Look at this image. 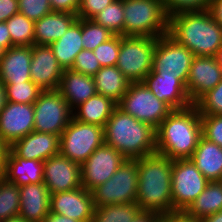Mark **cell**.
<instances>
[{
    "label": "cell",
    "instance_id": "6da1fadb",
    "mask_svg": "<svg viewBox=\"0 0 222 222\" xmlns=\"http://www.w3.org/2000/svg\"><path fill=\"white\" fill-rule=\"evenodd\" d=\"M136 161L138 166L136 204L141 211H150L158 215L174 212L171 192L172 160L154 153Z\"/></svg>",
    "mask_w": 222,
    "mask_h": 222
},
{
    "label": "cell",
    "instance_id": "7a4b0ae2",
    "mask_svg": "<svg viewBox=\"0 0 222 222\" xmlns=\"http://www.w3.org/2000/svg\"><path fill=\"white\" fill-rule=\"evenodd\" d=\"M202 137L198 108L173 110L156 129V153L171 160L190 158Z\"/></svg>",
    "mask_w": 222,
    "mask_h": 222
},
{
    "label": "cell",
    "instance_id": "3957f363",
    "mask_svg": "<svg viewBox=\"0 0 222 222\" xmlns=\"http://www.w3.org/2000/svg\"><path fill=\"white\" fill-rule=\"evenodd\" d=\"M168 34L194 56H215L222 46V27L208 10L171 15Z\"/></svg>",
    "mask_w": 222,
    "mask_h": 222
},
{
    "label": "cell",
    "instance_id": "277c9868",
    "mask_svg": "<svg viewBox=\"0 0 222 222\" xmlns=\"http://www.w3.org/2000/svg\"><path fill=\"white\" fill-rule=\"evenodd\" d=\"M104 143L126 159L156 153V129L116 107L104 127Z\"/></svg>",
    "mask_w": 222,
    "mask_h": 222
},
{
    "label": "cell",
    "instance_id": "5b68a950",
    "mask_svg": "<svg viewBox=\"0 0 222 222\" xmlns=\"http://www.w3.org/2000/svg\"><path fill=\"white\" fill-rule=\"evenodd\" d=\"M124 36L161 37L169 32L162 0H123Z\"/></svg>",
    "mask_w": 222,
    "mask_h": 222
},
{
    "label": "cell",
    "instance_id": "8992f818",
    "mask_svg": "<svg viewBox=\"0 0 222 222\" xmlns=\"http://www.w3.org/2000/svg\"><path fill=\"white\" fill-rule=\"evenodd\" d=\"M158 37L120 35V51L116 67L130 83L143 82L152 70Z\"/></svg>",
    "mask_w": 222,
    "mask_h": 222
},
{
    "label": "cell",
    "instance_id": "52a82bcc",
    "mask_svg": "<svg viewBox=\"0 0 222 222\" xmlns=\"http://www.w3.org/2000/svg\"><path fill=\"white\" fill-rule=\"evenodd\" d=\"M137 186V161L126 159L109 180L91 191L94 207L136 203Z\"/></svg>",
    "mask_w": 222,
    "mask_h": 222
},
{
    "label": "cell",
    "instance_id": "ba28073f",
    "mask_svg": "<svg viewBox=\"0 0 222 222\" xmlns=\"http://www.w3.org/2000/svg\"><path fill=\"white\" fill-rule=\"evenodd\" d=\"M117 107L155 129L173 111L165 102L156 98L144 82L129 83Z\"/></svg>",
    "mask_w": 222,
    "mask_h": 222
},
{
    "label": "cell",
    "instance_id": "9c48e42d",
    "mask_svg": "<svg viewBox=\"0 0 222 222\" xmlns=\"http://www.w3.org/2000/svg\"><path fill=\"white\" fill-rule=\"evenodd\" d=\"M104 143V127L72 117L60 136V154L82 165Z\"/></svg>",
    "mask_w": 222,
    "mask_h": 222
},
{
    "label": "cell",
    "instance_id": "30bf717a",
    "mask_svg": "<svg viewBox=\"0 0 222 222\" xmlns=\"http://www.w3.org/2000/svg\"><path fill=\"white\" fill-rule=\"evenodd\" d=\"M34 131L61 136L73 117L72 109L58 90L42 91L34 102Z\"/></svg>",
    "mask_w": 222,
    "mask_h": 222
},
{
    "label": "cell",
    "instance_id": "8fae6325",
    "mask_svg": "<svg viewBox=\"0 0 222 222\" xmlns=\"http://www.w3.org/2000/svg\"><path fill=\"white\" fill-rule=\"evenodd\" d=\"M194 54L168 33L159 37L153 54L152 71L160 76L176 77L185 86Z\"/></svg>",
    "mask_w": 222,
    "mask_h": 222
},
{
    "label": "cell",
    "instance_id": "7c38bea8",
    "mask_svg": "<svg viewBox=\"0 0 222 222\" xmlns=\"http://www.w3.org/2000/svg\"><path fill=\"white\" fill-rule=\"evenodd\" d=\"M208 182L190 158L172 160L173 211H185L204 191Z\"/></svg>",
    "mask_w": 222,
    "mask_h": 222
},
{
    "label": "cell",
    "instance_id": "4fadbf2b",
    "mask_svg": "<svg viewBox=\"0 0 222 222\" xmlns=\"http://www.w3.org/2000/svg\"><path fill=\"white\" fill-rule=\"evenodd\" d=\"M126 158L113 147L103 143L81 165V183L87 191L105 183Z\"/></svg>",
    "mask_w": 222,
    "mask_h": 222
},
{
    "label": "cell",
    "instance_id": "5bb4252c",
    "mask_svg": "<svg viewBox=\"0 0 222 222\" xmlns=\"http://www.w3.org/2000/svg\"><path fill=\"white\" fill-rule=\"evenodd\" d=\"M43 183L50 194L72 191L82 186L81 165L62 154L43 162Z\"/></svg>",
    "mask_w": 222,
    "mask_h": 222
},
{
    "label": "cell",
    "instance_id": "9a60e30c",
    "mask_svg": "<svg viewBox=\"0 0 222 222\" xmlns=\"http://www.w3.org/2000/svg\"><path fill=\"white\" fill-rule=\"evenodd\" d=\"M34 131V105L7 101L0 113V139L9 147Z\"/></svg>",
    "mask_w": 222,
    "mask_h": 222
},
{
    "label": "cell",
    "instance_id": "2e32d148",
    "mask_svg": "<svg viewBox=\"0 0 222 222\" xmlns=\"http://www.w3.org/2000/svg\"><path fill=\"white\" fill-rule=\"evenodd\" d=\"M222 80V68L214 56H194L186 81L192 104L212 90Z\"/></svg>",
    "mask_w": 222,
    "mask_h": 222
},
{
    "label": "cell",
    "instance_id": "e0dca14e",
    "mask_svg": "<svg viewBox=\"0 0 222 222\" xmlns=\"http://www.w3.org/2000/svg\"><path fill=\"white\" fill-rule=\"evenodd\" d=\"M94 209L92 193L83 186L72 191L50 194V212L69 219L92 222Z\"/></svg>",
    "mask_w": 222,
    "mask_h": 222
},
{
    "label": "cell",
    "instance_id": "ac0fdd59",
    "mask_svg": "<svg viewBox=\"0 0 222 222\" xmlns=\"http://www.w3.org/2000/svg\"><path fill=\"white\" fill-rule=\"evenodd\" d=\"M63 70L50 46L36 44L32 46L30 76L31 81L40 89L58 90Z\"/></svg>",
    "mask_w": 222,
    "mask_h": 222
},
{
    "label": "cell",
    "instance_id": "d6986e66",
    "mask_svg": "<svg viewBox=\"0 0 222 222\" xmlns=\"http://www.w3.org/2000/svg\"><path fill=\"white\" fill-rule=\"evenodd\" d=\"M9 148L20 158L44 162L60 152V136L33 131Z\"/></svg>",
    "mask_w": 222,
    "mask_h": 222
},
{
    "label": "cell",
    "instance_id": "ffe728a7",
    "mask_svg": "<svg viewBox=\"0 0 222 222\" xmlns=\"http://www.w3.org/2000/svg\"><path fill=\"white\" fill-rule=\"evenodd\" d=\"M159 100L172 110L188 108L192 105L186 86L176 77L160 76L154 71L143 81Z\"/></svg>",
    "mask_w": 222,
    "mask_h": 222
},
{
    "label": "cell",
    "instance_id": "44dd1931",
    "mask_svg": "<svg viewBox=\"0 0 222 222\" xmlns=\"http://www.w3.org/2000/svg\"><path fill=\"white\" fill-rule=\"evenodd\" d=\"M19 216L28 222H43L50 212V193L43 182L19 187Z\"/></svg>",
    "mask_w": 222,
    "mask_h": 222
},
{
    "label": "cell",
    "instance_id": "7402d4cb",
    "mask_svg": "<svg viewBox=\"0 0 222 222\" xmlns=\"http://www.w3.org/2000/svg\"><path fill=\"white\" fill-rule=\"evenodd\" d=\"M31 60L32 46H13L6 50L0 60V80L2 83L31 81Z\"/></svg>",
    "mask_w": 222,
    "mask_h": 222
},
{
    "label": "cell",
    "instance_id": "603a6c76",
    "mask_svg": "<svg viewBox=\"0 0 222 222\" xmlns=\"http://www.w3.org/2000/svg\"><path fill=\"white\" fill-rule=\"evenodd\" d=\"M3 178L19 187L41 183L43 182V162L20 158L8 148Z\"/></svg>",
    "mask_w": 222,
    "mask_h": 222
},
{
    "label": "cell",
    "instance_id": "cb8c5ba5",
    "mask_svg": "<svg viewBox=\"0 0 222 222\" xmlns=\"http://www.w3.org/2000/svg\"><path fill=\"white\" fill-rule=\"evenodd\" d=\"M58 91L72 110L97 93L93 76L72 69L63 70Z\"/></svg>",
    "mask_w": 222,
    "mask_h": 222
},
{
    "label": "cell",
    "instance_id": "d4e9b609",
    "mask_svg": "<svg viewBox=\"0 0 222 222\" xmlns=\"http://www.w3.org/2000/svg\"><path fill=\"white\" fill-rule=\"evenodd\" d=\"M76 19V14L58 11L43 16L34 22L35 44L50 46L66 33Z\"/></svg>",
    "mask_w": 222,
    "mask_h": 222
},
{
    "label": "cell",
    "instance_id": "484cf974",
    "mask_svg": "<svg viewBox=\"0 0 222 222\" xmlns=\"http://www.w3.org/2000/svg\"><path fill=\"white\" fill-rule=\"evenodd\" d=\"M208 181H222V148L203 136L190 157Z\"/></svg>",
    "mask_w": 222,
    "mask_h": 222
},
{
    "label": "cell",
    "instance_id": "4316f807",
    "mask_svg": "<svg viewBox=\"0 0 222 222\" xmlns=\"http://www.w3.org/2000/svg\"><path fill=\"white\" fill-rule=\"evenodd\" d=\"M58 64L71 69L77 54L84 49L82 44V19L77 18L66 33L50 45Z\"/></svg>",
    "mask_w": 222,
    "mask_h": 222
},
{
    "label": "cell",
    "instance_id": "83f0119b",
    "mask_svg": "<svg viewBox=\"0 0 222 222\" xmlns=\"http://www.w3.org/2000/svg\"><path fill=\"white\" fill-rule=\"evenodd\" d=\"M117 107L112 99L96 93L72 110L73 118L84 123L105 127L106 122Z\"/></svg>",
    "mask_w": 222,
    "mask_h": 222
},
{
    "label": "cell",
    "instance_id": "f1b7e54d",
    "mask_svg": "<svg viewBox=\"0 0 222 222\" xmlns=\"http://www.w3.org/2000/svg\"><path fill=\"white\" fill-rule=\"evenodd\" d=\"M93 79L96 92L116 103L124 96L130 83L116 66L101 67Z\"/></svg>",
    "mask_w": 222,
    "mask_h": 222
},
{
    "label": "cell",
    "instance_id": "f546056e",
    "mask_svg": "<svg viewBox=\"0 0 222 222\" xmlns=\"http://www.w3.org/2000/svg\"><path fill=\"white\" fill-rule=\"evenodd\" d=\"M222 210V181H209L204 191L184 211L187 215L202 220Z\"/></svg>",
    "mask_w": 222,
    "mask_h": 222
},
{
    "label": "cell",
    "instance_id": "4dcf8cb0",
    "mask_svg": "<svg viewBox=\"0 0 222 222\" xmlns=\"http://www.w3.org/2000/svg\"><path fill=\"white\" fill-rule=\"evenodd\" d=\"M140 211L136 203L95 207L92 222H131Z\"/></svg>",
    "mask_w": 222,
    "mask_h": 222
},
{
    "label": "cell",
    "instance_id": "1f68e13d",
    "mask_svg": "<svg viewBox=\"0 0 222 222\" xmlns=\"http://www.w3.org/2000/svg\"><path fill=\"white\" fill-rule=\"evenodd\" d=\"M13 46H33L34 21L21 13L14 14L6 21Z\"/></svg>",
    "mask_w": 222,
    "mask_h": 222
},
{
    "label": "cell",
    "instance_id": "d6a6232c",
    "mask_svg": "<svg viewBox=\"0 0 222 222\" xmlns=\"http://www.w3.org/2000/svg\"><path fill=\"white\" fill-rule=\"evenodd\" d=\"M92 20L109 29L115 35L124 36V10L123 0H115L96 14Z\"/></svg>",
    "mask_w": 222,
    "mask_h": 222
},
{
    "label": "cell",
    "instance_id": "836d02e7",
    "mask_svg": "<svg viewBox=\"0 0 222 222\" xmlns=\"http://www.w3.org/2000/svg\"><path fill=\"white\" fill-rule=\"evenodd\" d=\"M20 210L19 186L0 178V221L17 216Z\"/></svg>",
    "mask_w": 222,
    "mask_h": 222
},
{
    "label": "cell",
    "instance_id": "e575fe53",
    "mask_svg": "<svg viewBox=\"0 0 222 222\" xmlns=\"http://www.w3.org/2000/svg\"><path fill=\"white\" fill-rule=\"evenodd\" d=\"M6 88L7 101L34 104L43 91L32 81L20 83H3Z\"/></svg>",
    "mask_w": 222,
    "mask_h": 222
},
{
    "label": "cell",
    "instance_id": "d590c367",
    "mask_svg": "<svg viewBox=\"0 0 222 222\" xmlns=\"http://www.w3.org/2000/svg\"><path fill=\"white\" fill-rule=\"evenodd\" d=\"M115 34L96 24L92 19H82V44L84 49L93 51L98 45L108 41Z\"/></svg>",
    "mask_w": 222,
    "mask_h": 222
},
{
    "label": "cell",
    "instance_id": "8d00e7d4",
    "mask_svg": "<svg viewBox=\"0 0 222 222\" xmlns=\"http://www.w3.org/2000/svg\"><path fill=\"white\" fill-rule=\"evenodd\" d=\"M194 105L200 115H222V80Z\"/></svg>",
    "mask_w": 222,
    "mask_h": 222
},
{
    "label": "cell",
    "instance_id": "74e56055",
    "mask_svg": "<svg viewBox=\"0 0 222 222\" xmlns=\"http://www.w3.org/2000/svg\"><path fill=\"white\" fill-rule=\"evenodd\" d=\"M120 51V35H114L108 41L101 43L94 50L101 67L116 66Z\"/></svg>",
    "mask_w": 222,
    "mask_h": 222
},
{
    "label": "cell",
    "instance_id": "f35d334b",
    "mask_svg": "<svg viewBox=\"0 0 222 222\" xmlns=\"http://www.w3.org/2000/svg\"><path fill=\"white\" fill-rule=\"evenodd\" d=\"M210 1L211 0H162L169 17L181 12L208 10Z\"/></svg>",
    "mask_w": 222,
    "mask_h": 222
},
{
    "label": "cell",
    "instance_id": "ab89813d",
    "mask_svg": "<svg viewBox=\"0 0 222 222\" xmlns=\"http://www.w3.org/2000/svg\"><path fill=\"white\" fill-rule=\"evenodd\" d=\"M19 13L34 22L52 12L50 0H18Z\"/></svg>",
    "mask_w": 222,
    "mask_h": 222
},
{
    "label": "cell",
    "instance_id": "60d3db41",
    "mask_svg": "<svg viewBox=\"0 0 222 222\" xmlns=\"http://www.w3.org/2000/svg\"><path fill=\"white\" fill-rule=\"evenodd\" d=\"M202 136L222 148V115H201Z\"/></svg>",
    "mask_w": 222,
    "mask_h": 222
},
{
    "label": "cell",
    "instance_id": "b9f144b4",
    "mask_svg": "<svg viewBox=\"0 0 222 222\" xmlns=\"http://www.w3.org/2000/svg\"><path fill=\"white\" fill-rule=\"evenodd\" d=\"M71 69L85 75L94 76L101 69V64L93 51L83 49L75 57Z\"/></svg>",
    "mask_w": 222,
    "mask_h": 222
},
{
    "label": "cell",
    "instance_id": "7bdbcfd3",
    "mask_svg": "<svg viewBox=\"0 0 222 222\" xmlns=\"http://www.w3.org/2000/svg\"><path fill=\"white\" fill-rule=\"evenodd\" d=\"M115 0H80L77 18L92 19Z\"/></svg>",
    "mask_w": 222,
    "mask_h": 222
},
{
    "label": "cell",
    "instance_id": "ee69618b",
    "mask_svg": "<svg viewBox=\"0 0 222 222\" xmlns=\"http://www.w3.org/2000/svg\"><path fill=\"white\" fill-rule=\"evenodd\" d=\"M52 11L77 14L80 0H50Z\"/></svg>",
    "mask_w": 222,
    "mask_h": 222
},
{
    "label": "cell",
    "instance_id": "f6af8a7d",
    "mask_svg": "<svg viewBox=\"0 0 222 222\" xmlns=\"http://www.w3.org/2000/svg\"><path fill=\"white\" fill-rule=\"evenodd\" d=\"M19 13L18 0H0V22H6Z\"/></svg>",
    "mask_w": 222,
    "mask_h": 222
},
{
    "label": "cell",
    "instance_id": "bcb514c9",
    "mask_svg": "<svg viewBox=\"0 0 222 222\" xmlns=\"http://www.w3.org/2000/svg\"><path fill=\"white\" fill-rule=\"evenodd\" d=\"M159 222H202L195 217L187 215L184 211H174L160 215Z\"/></svg>",
    "mask_w": 222,
    "mask_h": 222
},
{
    "label": "cell",
    "instance_id": "7dc6e473",
    "mask_svg": "<svg viewBox=\"0 0 222 222\" xmlns=\"http://www.w3.org/2000/svg\"><path fill=\"white\" fill-rule=\"evenodd\" d=\"M208 11L213 20L222 27V0H211Z\"/></svg>",
    "mask_w": 222,
    "mask_h": 222
},
{
    "label": "cell",
    "instance_id": "c3c4849f",
    "mask_svg": "<svg viewBox=\"0 0 222 222\" xmlns=\"http://www.w3.org/2000/svg\"><path fill=\"white\" fill-rule=\"evenodd\" d=\"M0 47L5 51L13 47L6 22H0Z\"/></svg>",
    "mask_w": 222,
    "mask_h": 222
},
{
    "label": "cell",
    "instance_id": "681fc988",
    "mask_svg": "<svg viewBox=\"0 0 222 222\" xmlns=\"http://www.w3.org/2000/svg\"><path fill=\"white\" fill-rule=\"evenodd\" d=\"M160 215L150 211H140L131 222H159Z\"/></svg>",
    "mask_w": 222,
    "mask_h": 222
},
{
    "label": "cell",
    "instance_id": "f907efd6",
    "mask_svg": "<svg viewBox=\"0 0 222 222\" xmlns=\"http://www.w3.org/2000/svg\"><path fill=\"white\" fill-rule=\"evenodd\" d=\"M43 222H80V221L72 218L69 219L66 216L49 212L47 216L44 218Z\"/></svg>",
    "mask_w": 222,
    "mask_h": 222
},
{
    "label": "cell",
    "instance_id": "816d5d0a",
    "mask_svg": "<svg viewBox=\"0 0 222 222\" xmlns=\"http://www.w3.org/2000/svg\"><path fill=\"white\" fill-rule=\"evenodd\" d=\"M8 148L9 147L0 139V178H2L4 174L5 158Z\"/></svg>",
    "mask_w": 222,
    "mask_h": 222
},
{
    "label": "cell",
    "instance_id": "f5cc1de1",
    "mask_svg": "<svg viewBox=\"0 0 222 222\" xmlns=\"http://www.w3.org/2000/svg\"><path fill=\"white\" fill-rule=\"evenodd\" d=\"M7 103V95L5 85L0 80V113Z\"/></svg>",
    "mask_w": 222,
    "mask_h": 222
},
{
    "label": "cell",
    "instance_id": "db71d44e",
    "mask_svg": "<svg viewBox=\"0 0 222 222\" xmlns=\"http://www.w3.org/2000/svg\"><path fill=\"white\" fill-rule=\"evenodd\" d=\"M202 222H222V210L212 215L204 217Z\"/></svg>",
    "mask_w": 222,
    "mask_h": 222
},
{
    "label": "cell",
    "instance_id": "11a10c76",
    "mask_svg": "<svg viewBox=\"0 0 222 222\" xmlns=\"http://www.w3.org/2000/svg\"><path fill=\"white\" fill-rule=\"evenodd\" d=\"M0 222H28V221H25L22 217L17 215V216L9 217L8 219L0 221Z\"/></svg>",
    "mask_w": 222,
    "mask_h": 222
},
{
    "label": "cell",
    "instance_id": "9f6ffc18",
    "mask_svg": "<svg viewBox=\"0 0 222 222\" xmlns=\"http://www.w3.org/2000/svg\"><path fill=\"white\" fill-rule=\"evenodd\" d=\"M214 57H215L217 63L222 68V46L218 49V51L216 52V55Z\"/></svg>",
    "mask_w": 222,
    "mask_h": 222
},
{
    "label": "cell",
    "instance_id": "6f0895ef",
    "mask_svg": "<svg viewBox=\"0 0 222 222\" xmlns=\"http://www.w3.org/2000/svg\"><path fill=\"white\" fill-rule=\"evenodd\" d=\"M4 53H5V50L2 47H0V60L2 59Z\"/></svg>",
    "mask_w": 222,
    "mask_h": 222
}]
</instances>
